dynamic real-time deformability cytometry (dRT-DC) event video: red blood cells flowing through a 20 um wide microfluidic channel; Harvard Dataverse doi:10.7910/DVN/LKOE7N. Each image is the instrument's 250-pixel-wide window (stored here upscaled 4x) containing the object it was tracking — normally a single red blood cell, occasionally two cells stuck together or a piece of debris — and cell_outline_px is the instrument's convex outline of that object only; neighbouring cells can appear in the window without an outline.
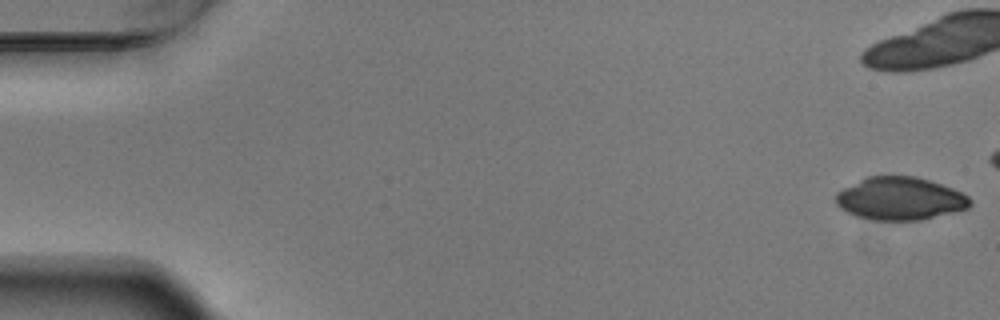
{"species": "Egyptian fruit bat (a non-hibernating species)", "species_latin": "Rousettus aegyptiacus", "temperature_condition": "warm", "stored_images_in_passage": 5, "camera_frame_rate_fps": 3000, "um_per_image_px": 0.085, "animal": {"sex": "male"}, "frame": {"image": 1, "passage_image": 1, "time_ms": 0.0, "image_size_px": [1000, 320], "cell_outline_px": [[972, 204], [968, 208], [920, 220], [872, 220], [856, 216], [840, 208], [836, 204], [836, 192], [868, 176], [916, 176], [952, 188], [968, 196], [972, 200]], "centroid_in_image_um": [76.5, 16.88], "position_along_channel_um": 8.5, "area_um2": 33.29}}